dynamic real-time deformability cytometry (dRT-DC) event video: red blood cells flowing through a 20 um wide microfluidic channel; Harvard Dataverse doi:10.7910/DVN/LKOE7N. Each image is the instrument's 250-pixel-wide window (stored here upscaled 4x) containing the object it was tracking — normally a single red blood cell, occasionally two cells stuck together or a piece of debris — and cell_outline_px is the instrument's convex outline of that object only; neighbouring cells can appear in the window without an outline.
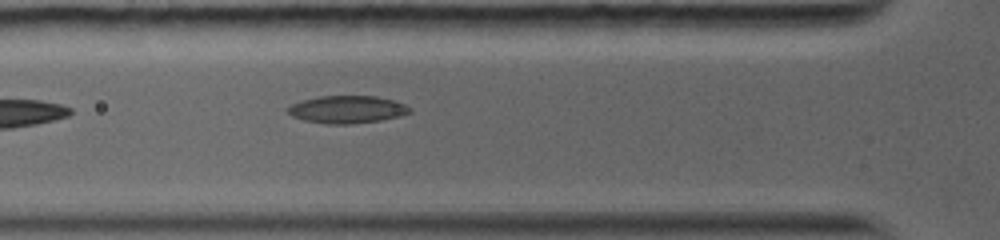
{"species": "common noctule bat (a hibernating species)", "species_latin": "Nyctalus noctula", "temperature_condition": "warm", "stored_images_in_passage": 14, "segment_of_instrument_passage": [1, 2], "camera_frame_rate_fps": 5000, "um_per_image_px": 0.085, "animal": {"sex": "female", "body_mass_g": 19.0, "forearm_length_mm": 56.7}, "frame": {"image": 1, "passage_image": 2, "time_ms": 0.8, "image_size_px": [1000, 240], "cell_outline_px": [[412, 112], [400, 116], [380, 120], [352, 124], [324, 124], [304, 120], [292, 116], [284, 108], [300, 100], [320, 96], [376, 96], [396, 100], [412, 108]], "centroid_in_image_um": [29.5, 9.3], "position_along_channel_um": 96.3, "area_um2": 19.83}}
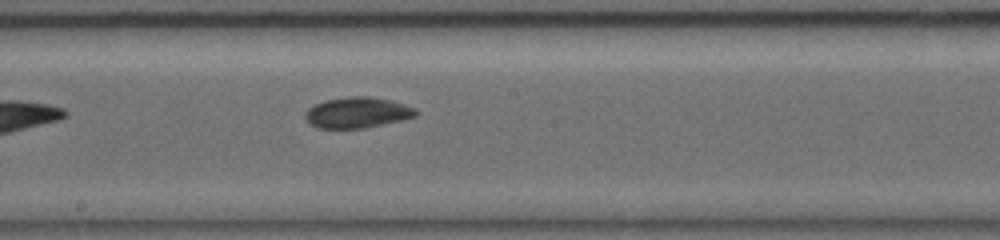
{"frame": {"image": 2, "passage_image": 5, "time_ms": 3.8, "image_size_px": [1000, 240], "cell_outline_px": [[416, 116], [400, 120], [364, 128], [316, 128], [308, 124], [304, 120], [304, 112], [308, 108], [316, 104], [328, 100], [348, 96], [372, 96], [404, 104], [416, 108]], "centroid_in_image_um": [30.31, 9.57], "position_along_channel_um": 217.9, "area_um2": 19.83}}
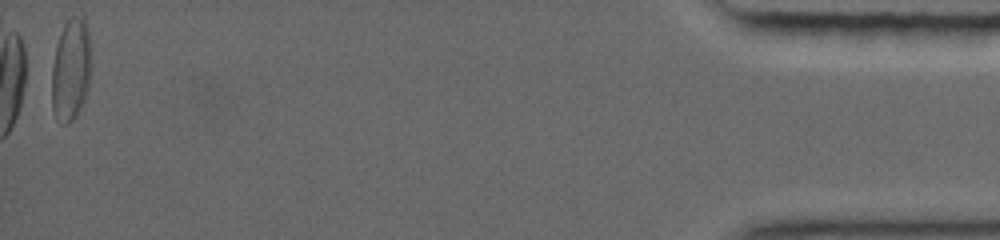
{"frame": {"image": 3, "passage_image": 13, "time_ms": 12.2, "image_size_px": [1000, 240], "cell_outline_px": [[88, 88], [84, 100], [72, 120], [68, 124], [60, 124], [52, 108], [52, 68], [56, 44], [64, 24], [72, 16], [76, 16], [84, 20], [88, 28]], "centroid_in_image_um": [5.98, 5.95], "position_along_channel_um": 429.2, "area_um2": 22.72}}